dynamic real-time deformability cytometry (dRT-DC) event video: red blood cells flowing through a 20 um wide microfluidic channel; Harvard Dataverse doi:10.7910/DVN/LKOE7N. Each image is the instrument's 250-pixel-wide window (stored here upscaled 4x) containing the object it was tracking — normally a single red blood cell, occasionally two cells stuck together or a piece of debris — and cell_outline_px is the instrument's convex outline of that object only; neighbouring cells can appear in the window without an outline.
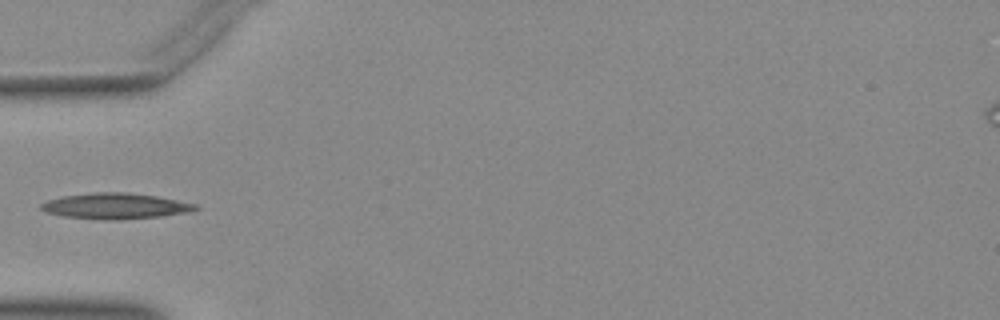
{"species": "Egyptian fruit bat (a non-hibernating species)", "species_latin": "Rousettus aegyptiacus", "temperature_condition": "warm", "stored_images_in_passage": 35, "camera_frame_rate_fps": 3000, "um_per_image_px": 0.085, "animal": {"sex": "female"}, "frame": {"image": 1, "passage_image": 1, "time_ms": 0.0, "image_size_px": [1000, 320], "cell_outline_px": [[200, 208], [188, 212], [160, 216], [120, 220], [108, 220], [64, 216], [44, 212], [40, 208], [40, 204], [48, 200], [64, 196], [92, 192], [124, 192], [156, 196], [196, 204]], "centroid_in_image_um": [9.78, 17.51], "position_along_channel_um": 75.2, "area_um2": 23.06}}
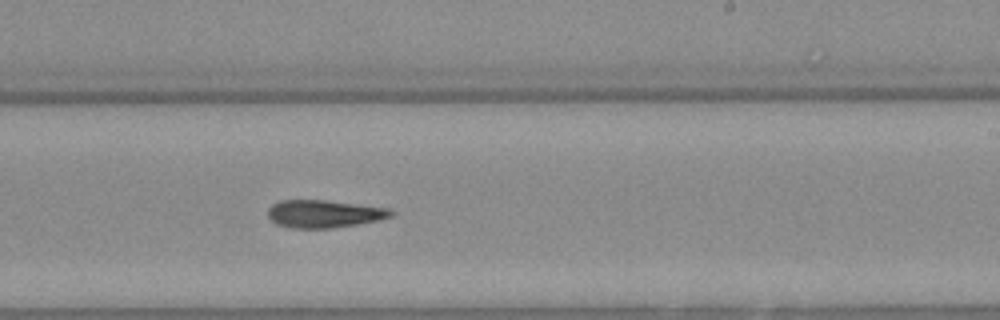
{"frame": {"image": 2, "passage_image": 15, "time_ms": 4.667, "image_size_px": [1000, 320], "cell_outline_px": [[396, 212], [392, 216], [380, 220], [360, 224], [332, 228], [292, 228], [276, 224], [268, 216], [268, 208], [272, 204], [280, 200], [324, 200], [392, 208]], "centroid_in_image_um": [27.6, 18.17], "position_along_channel_um": 261.4, "area_um2": 20.11}}
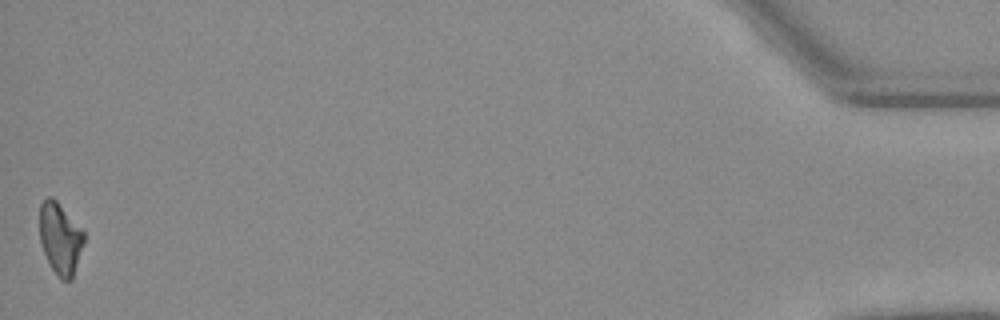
{"frame": {"image": 3, "passage_image": 35, "time_ms": 11.333, "image_size_px": [1000, 320], "cell_outline_px": [[84, 240], [72, 280], [60, 280], [52, 268], [44, 252], [40, 240], [40, 204], [48, 196], [52, 196], [56, 200], [84, 232]], "centroid_in_image_um": [5.11, 20.27], "position_along_channel_um": 430.1, "area_um2": 18.15}}